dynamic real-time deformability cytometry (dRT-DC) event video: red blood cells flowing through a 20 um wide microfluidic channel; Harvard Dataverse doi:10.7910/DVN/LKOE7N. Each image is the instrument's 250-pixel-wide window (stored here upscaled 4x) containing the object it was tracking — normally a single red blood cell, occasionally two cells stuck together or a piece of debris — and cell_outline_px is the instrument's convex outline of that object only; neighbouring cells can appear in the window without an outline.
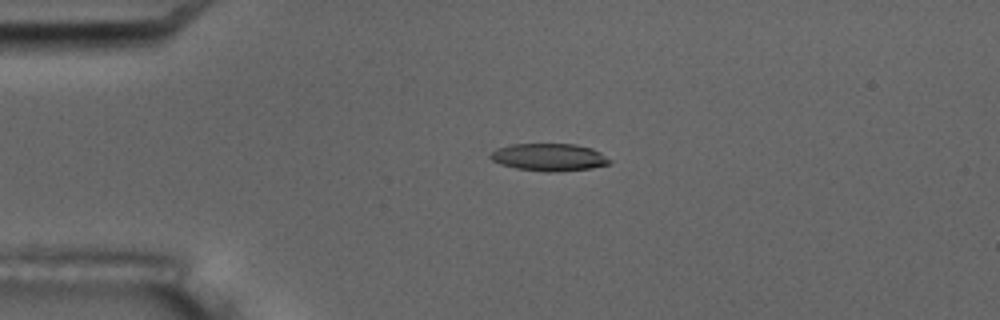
{"species": "common noctule bat (a hibernating species)", "species_latin": "Nyctalus noctula", "temperature_condition": "room temperature", "stored_images_in_passage": 5, "camera_frame_rate_fps": 3000, "um_per_image_px": 0.085, "animal": {"sex": "male", "body_mass_g": 17.5, "forearm_length_mm": 52.3}, "frame": {"image": 1, "passage_image": 4, "time_ms": 3.333, "image_size_px": [1000, 320], "cell_outline_px": [[612, 160], [608, 164], [592, 168], [556, 172], [544, 172], [516, 168], [500, 164], [492, 160], [488, 156], [496, 148], [512, 144], [576, 144], [592, 148], [600, 152]], "centroid_in_image_um": [46.67, 13.36], "position_along_channel_um": 38.3, "area_um2": 19.19}}